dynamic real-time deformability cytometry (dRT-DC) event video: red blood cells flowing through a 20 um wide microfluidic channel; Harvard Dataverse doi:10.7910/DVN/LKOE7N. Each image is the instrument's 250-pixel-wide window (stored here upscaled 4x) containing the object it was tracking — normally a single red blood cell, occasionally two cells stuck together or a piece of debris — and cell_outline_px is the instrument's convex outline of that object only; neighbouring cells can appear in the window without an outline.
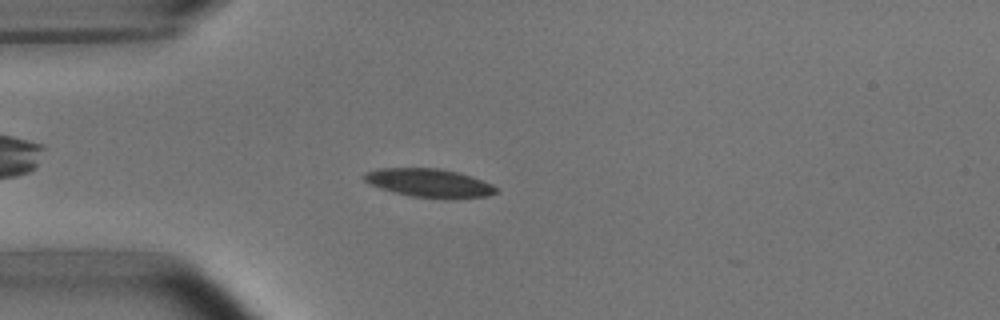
{"species": "common noctule bat (a hibernating species)", "species_latin": "Nyctalus noctula", "temperature_condition": "room temperature", "stored_images_in_passage": 41, "camera_frame_rate_fps": 3000, "um_per_image_px": 0.085, "animal": {"sex": "male", "body_mass_g": 15.6}, "frame": {"image": 1, "passage_image": 7, "time_ms": 2.0, "image_size_px": [1000, 320], "cell_outline_px": [[500, 192], [488, 196], [452, 200], [444, 200], [412, 196], [380, 188], [364, 180], [364, 172], [380, 168], [440, 168], [456, 172], [492, 184], [500, 188]], "centroid_in_image_um": [36.56, 15.58], "position_along_channel_um": 48.4, "area_um2": 22.14}}
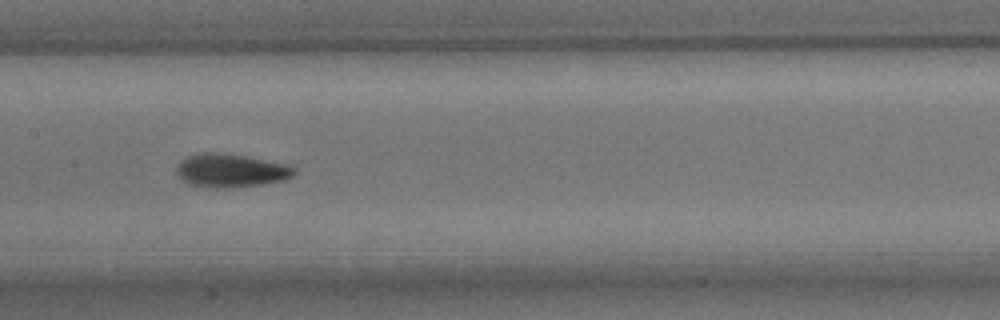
{"frame": {"image": 2, "passage_image": 19, "time_ms": 6.0, "image_size_px": [1000, 320], "cell_outline_px": [[296, 172], [292, 176], [284, 180], [264, 184], [232, 188], [216, 188], [188, 184], [180, 180], [176, 176], [176, 168], [180, 160], [188, 156], [200, 152], [216, 152], [244, 156], [284, 164], [296, 168]], "centroid_in_image_um": [19.56, 14.51], "position_along_channel_um": 187.8, "area_um2": 23.06}}
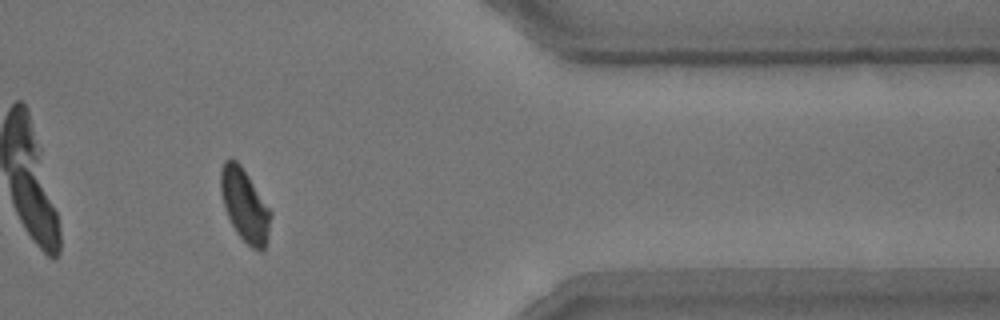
{"frame": {"image": 3, "passage_image": 37, "time_ms": 12.0, "image_size_px": [1000, 320], "cell_outline_px": [[272, 212], [268, 232], [264, 248], [260, 252], [252, 248], [236, 232], [224, 208], [220, 192], [220, 172], [224, 160], [228, 156], [232, 156], [240, 164]], "centroid_in_image_um": [20.77, 17.39], "position_along_channel_um": 390.6, "area_um2": 21.04}}